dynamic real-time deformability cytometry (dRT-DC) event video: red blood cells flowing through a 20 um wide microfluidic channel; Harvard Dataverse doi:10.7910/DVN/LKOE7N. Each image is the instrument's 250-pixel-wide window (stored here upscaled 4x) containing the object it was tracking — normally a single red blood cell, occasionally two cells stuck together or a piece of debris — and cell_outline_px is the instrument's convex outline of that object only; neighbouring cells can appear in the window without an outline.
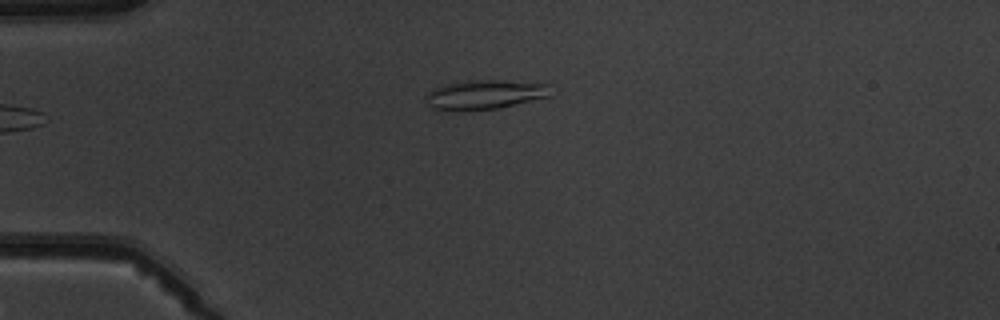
{"species": "common noctule bat (a hibernating species)", "species_latin": "Nyctalus noctula", "temperature_condition": "warm", "stored_images_in_passage": 4, "camera_frame_rate_fps": 3000, "um_per_image_px": 0.085, "animal": {"sex": "male", "body_mass_g": 19.5, "forearm_length_mm": 54.6}, "frame": {"image": 1, "passage_image": 4, "time_ms": 3.667, "image_size_px": [1000, 320], "cell_outline_px": [[552, 96], [500, 108], [444, 112], [432, 108], [428, 104], [424, 96], [432, 88], [444, 84], [464, 80], [500, 80], [552, 84]], "centroid_in_image_um": [41.2, 8.04], "position_along_channel_um": 43.8, "area_um2": 22.08}}